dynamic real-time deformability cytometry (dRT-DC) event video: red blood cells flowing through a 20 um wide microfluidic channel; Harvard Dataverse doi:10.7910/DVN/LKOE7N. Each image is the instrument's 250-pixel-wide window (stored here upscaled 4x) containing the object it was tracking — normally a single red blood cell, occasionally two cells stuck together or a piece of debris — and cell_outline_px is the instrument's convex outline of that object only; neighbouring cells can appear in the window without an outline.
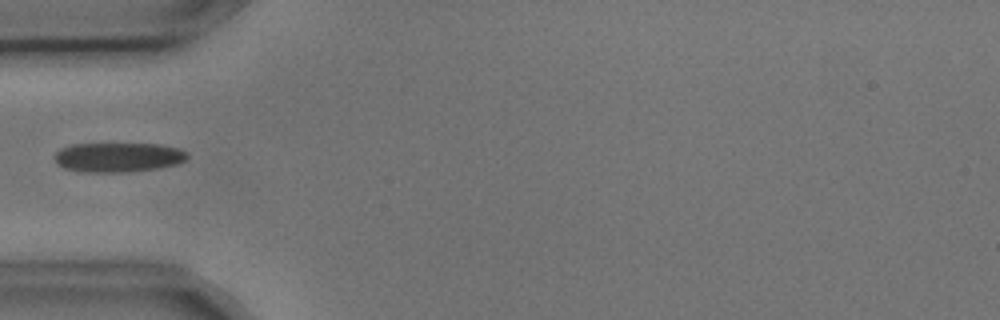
{"species": "common noctule bat (a hibernating species)", "species_latin": "Nyctalus noctula", "temperature_condition": "cold", "stored_images_in_passage": 6, "camera_frame_rate_fps": 3000, "um_per_image_px": 0.085, "animal": {"sex": "male", "body_mass_g": 17.9, "forearm_length_mm": 54.2}, "frame": {"image": 1, "passage_image": 3, "time_ms": 0.667, "image_size_px": [1000, 320], "cell_outline_px": [[188, 156], [184, 160], [176, 164], [156, 168], [128, 172], [80, 172], [64, 168], [56, 164], [56, 152], [60, 148], [72, 144], [160, 144], [180, 148]], "centroid_in_image_um": [10.01, 13.37], "position_along_channel_um": 75.0, "area_um2": 22.77}}
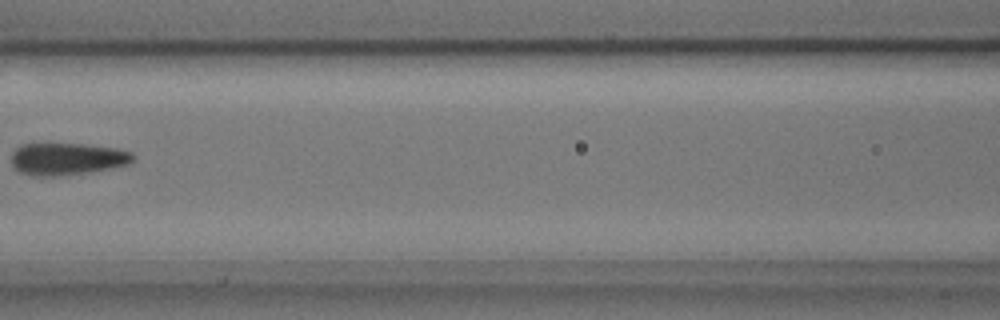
{"frame": {"image": 2, "passage_image": 5, "time_ms": 1.333, "image_size_px": [1000, 320], "cell_outline_px": [[136, 160], [128, 164], [108, 168], [52, 176], [32, 176], [20, 172], [12, 164], [12, 152], [16, 148], [24, 144], [84, 144], [120, 148], [132, 152], [136, 156]], "centroid_in_image_um": [5.74, 13.48], "position_along_channel_um": 160.9, "area_um2": 22.54}}
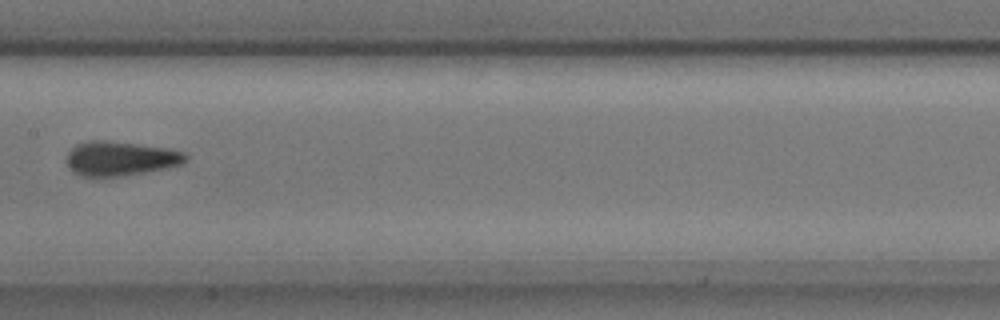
{"frame": {"image": 3, "passage_image": 6, "time_ms": 1.667, "image_size_px": [1000, 320], "cell_outline_px": [[188, 160], [180, 164], [168, 168], [120, 176], [80, 176], [72, 172], [68, 168], [64, 160], [64, 156], [76, 144], [92, 140], [104, 140], [168, 148], [184, 152], [188, 156]], "centroid_in_image_um": [10.18, 13.47], "position_along_channel_um": 197.2, "area_um2": 24.04}}